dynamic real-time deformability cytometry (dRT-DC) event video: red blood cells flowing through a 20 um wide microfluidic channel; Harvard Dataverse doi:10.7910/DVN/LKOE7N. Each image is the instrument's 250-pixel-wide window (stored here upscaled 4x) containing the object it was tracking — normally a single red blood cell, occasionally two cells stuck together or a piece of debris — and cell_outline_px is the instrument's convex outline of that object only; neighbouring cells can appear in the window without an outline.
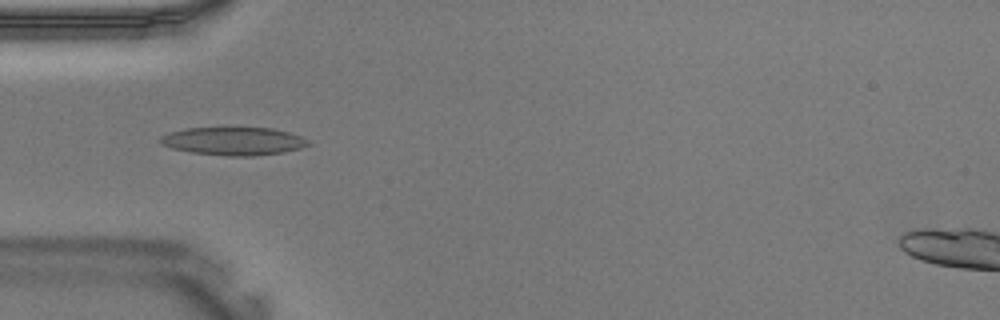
{"species": "Egyptian fruit bat (a non-hibernating species)", "species_latin": "Rousettus aegyptiacus", "temperature_condition": "warm", "stored_images_in_passage": 29, "camera_frame_rate_fps": 3000, "um_per_image_px": 0.085, "animal": {"sex": "male"}, "frame": {"image": 1, "passage_image": 1, "time_ms": 0.0, "image_size_px": [1000, 320], "cell_outline_px": [[312, 144], [300, 148], [284, 152], [256, 156], [224, 156], [192, 152], [172, 148], [160, 144], [160, 136], [168, 132], [184, 128], [272, 128], [288, 132], [300, 136], [308, 140]], "centroid_in_image_um": [19.84, 12.0], "position_along_channel_um": 65.2, "area_um2": 24.28}}
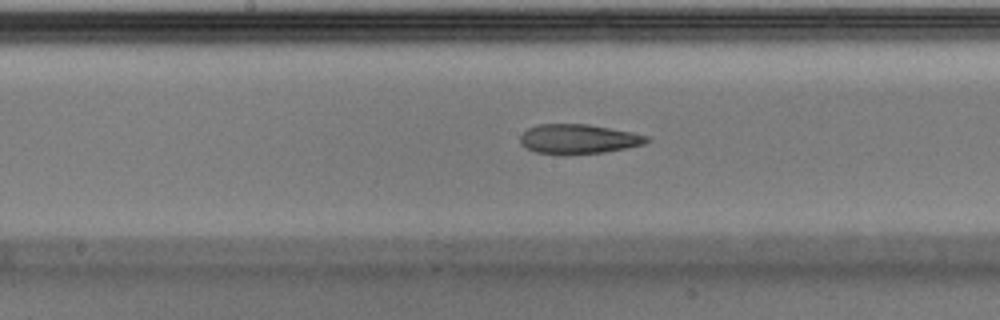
{"frame": {"image": 2, "passage_image": 9, "time_ms": 2.667, "image_size_px": [1000, 320], "cell_outline_px": [[652, 140], [644, 144], [628, 148], [604, 152], [564, 156], [536, 152], [524, 148], [520, 144], [520, 136], [528, 128], [536, 124], [588, 124], [632, 132], [648, 136]], "centroid_in_image_um": [49.15, 11.83], "position_along_channel_um": 199.0, "area_um2": 22.31}}